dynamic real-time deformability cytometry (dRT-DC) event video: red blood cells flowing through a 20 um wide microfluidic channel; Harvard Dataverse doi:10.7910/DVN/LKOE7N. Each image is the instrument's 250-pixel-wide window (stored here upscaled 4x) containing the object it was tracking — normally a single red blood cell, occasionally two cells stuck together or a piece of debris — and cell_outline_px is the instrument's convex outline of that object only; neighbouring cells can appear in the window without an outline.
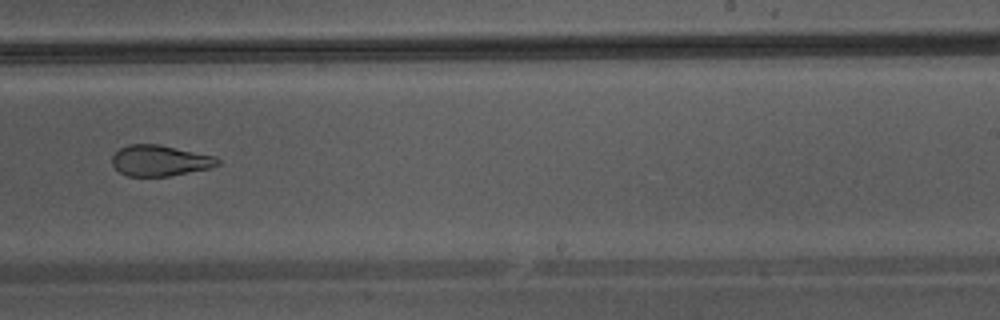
{"species": "Egyptian fruit bat (a non-hibernating species)", "species_latin": "Rousettus aegyptiacus", "temperature_condition": "warm", "stored_images_in_passage": 38, "camera_frame_rate_fps": 3000, "um_per_image_px": 0.085, "animal": {"sex": "male"}, "frame": {"image": 1, "passage_image": 22, "time_ms": 7.0, "image_size_px": [1000, 320], "cell_outline_px": [[220, 164], [208, 168], [168, 176], [128, 176], [120, 172], [112, 164], [112, 156], [120, 148], [128, 144], [160, 144], [212, 156], [220, 160]], "centroid_in_image_um": [13.55, 13.64], "position_along_channel_um": 275.5, "area_um2": 18.73}}